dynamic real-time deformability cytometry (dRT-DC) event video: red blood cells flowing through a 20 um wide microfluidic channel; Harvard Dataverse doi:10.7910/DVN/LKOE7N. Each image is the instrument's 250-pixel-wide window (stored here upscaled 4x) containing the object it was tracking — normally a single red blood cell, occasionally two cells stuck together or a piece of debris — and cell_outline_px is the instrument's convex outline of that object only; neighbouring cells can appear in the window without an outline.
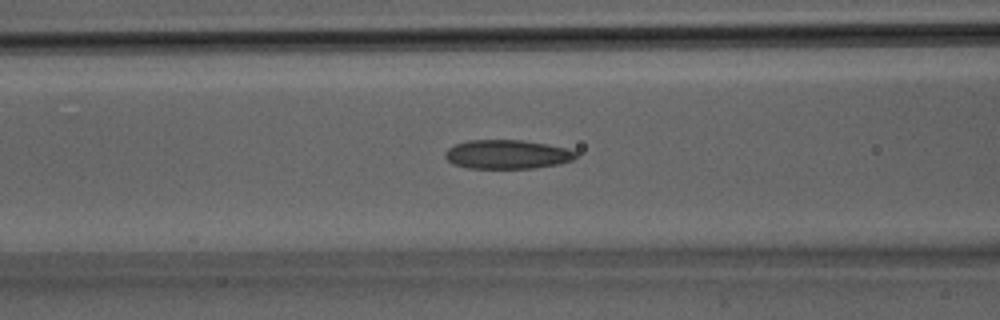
{"species": "Egyptian fruit bat (a non-hibernating species)", "species_latin": "Rousettus aegyptiacus", "temperature_condition": "room temperature", "stored_images_in_passage": 28, "camera_frame_rate_fps": 3000, "um_per_image_px": 0.085, "animal": {"sex": "male"}, "frame": {"image": 1, "passage_image": 13, "time_ms": 4.0, "image_size_px": [1000, 320], "cell_outline_px": [[576, 156], [572, 160], [560, 164], [536, 168], [468, 168], [452, 164], [444, 156], [444, 152], [448, 148], [456, 144], [468, 140], [524, 140], [548, 144], [568, 148], [576, 152]], "centroid_in_image_um": [43.11, 13.12], "position_along_channel_um": 123.5, "area_um2": 22.25}}
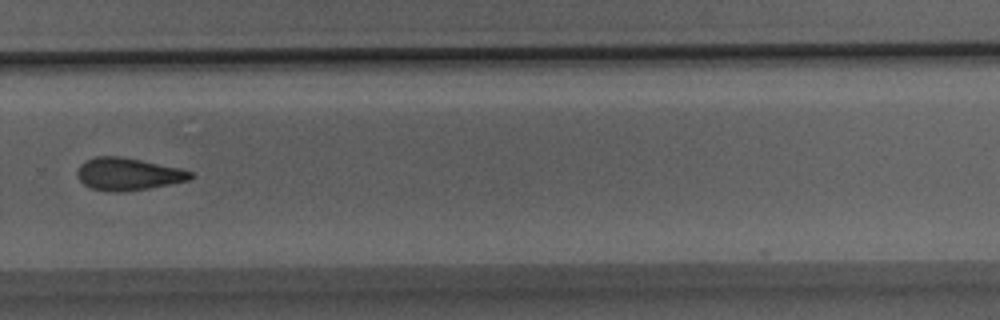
{"frame": {"image": 2, "passage_image": 22, "time_ms": 7.0, "image_size_px": [1000, 320], "cell_outline_px": [[196, 176], [188, 180], [148, 188], [120, 192], [108, 192], [92, 188], [84, 184], [76, 176], [76, 172], [80, 164], [84, 160], [96, 156], [120, 156], [180, 168], [192, 172]], "centroid_in_image_um": [10.85, 14.79], "position_along_channel_um": 319.0, "area_um2": 21.39}}
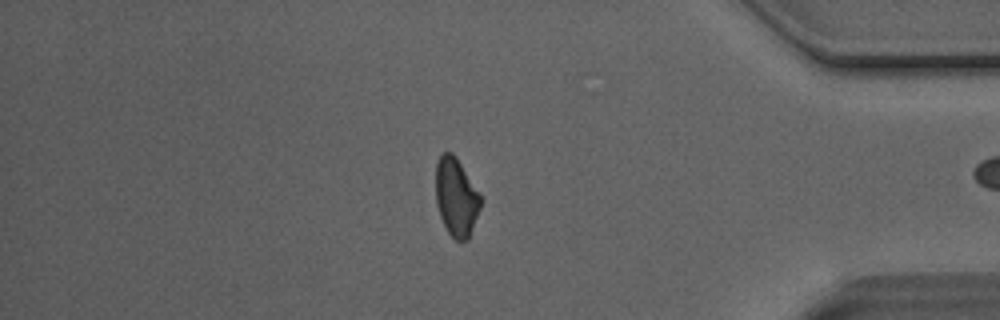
{"frame": {"image": 3, "passage_image": 27, "time_ms": 8.667, "image_size_px": [1000, 320], "cell_outline_px": [[480, 208], [468, 240], [456, 240], [448, 232], [440, 216], [436, 204], [436, 164], [440, 156], [444, 152], [452, 152], [456, 156], [480, 196]], "centroid_in_image_um": [38.75, 16.75], "position_along_channel_um": 396.4, "area_um2": 20.06}}